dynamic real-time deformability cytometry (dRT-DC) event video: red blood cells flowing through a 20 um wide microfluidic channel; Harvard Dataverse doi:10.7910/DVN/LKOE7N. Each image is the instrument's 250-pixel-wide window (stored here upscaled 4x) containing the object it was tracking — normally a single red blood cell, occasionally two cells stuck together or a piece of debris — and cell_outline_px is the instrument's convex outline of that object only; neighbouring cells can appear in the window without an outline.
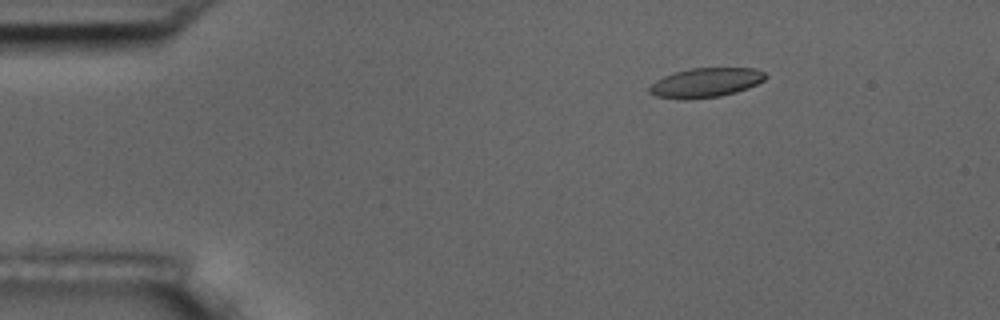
{"species": "common noctule bat (a hibernating species)", "species_latin": "Nyctalus noctula", "temperature_condition": "room temperature", "stored_images_in_passage": 16, "camera_frame_rate_fps": 3000, "um_per_image_px": 0.085, "animal": {"sex": "male", "body_mass_g": 17.5, "forearm_length_mm": 52.3}, "frame": {"image": 1, "passage_image": 3, "time_ms": 2.333, "image_size_px": [1000, 320], "cell_outline_px": [[768, 76], [764, 80], [748, 88], [736, 92], [720, 96], [688, 100], [684, 100], [656, 96], [648, 92], [648, 88], [656, 80], [664, 76], [676, 72], [692, 68], [756, 68], [764, 72]], "centroid_in_image_um": [59.99, 7.03], "position_along_channel_um": 25.0, "area_um2": 19.94}}
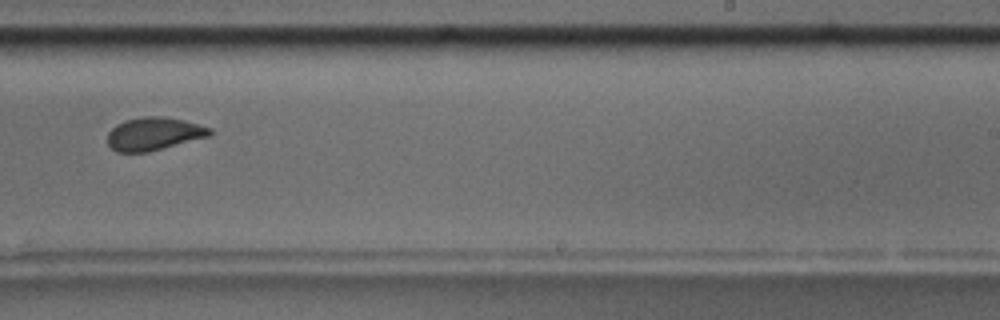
{"frame": {"image": 2, "passage_image": 10, "time_ms": 11.333, "image_size_px": [1000, 320], "cell_outline_px": [[212, 132], [208, 136], [148, 152], [116, 152], [108, 144], [108, 132], [116, 124], [124, 120], [144, 116], [164, 116], [212, 128]], "centroid_in_image_um": [13.03, 11.37], "position_along_channel_um": 276.0, "area_um2": 19.42}}
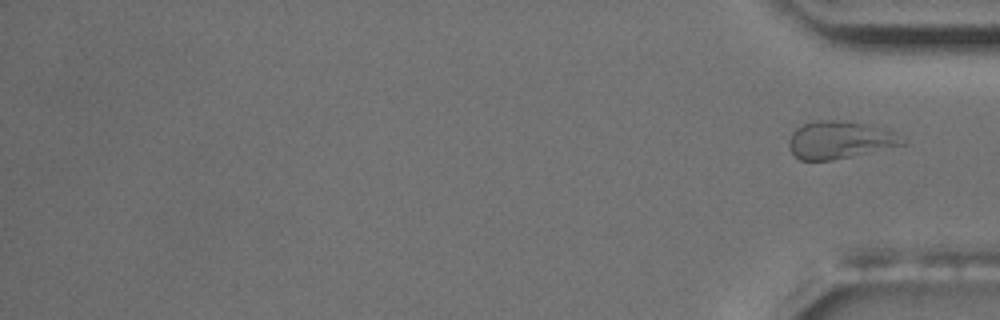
{"frame": {"image": 3, "passage_image": 16, "time_ms": 19.0, "image_size_px": [1000, 320], "cell_outline_px": [[908, 144], [832, 160], [800, 160], [788, 148], [788, 140], [792, 132], [796, 128], [804, 124], [816, 120], [844, 120], [864, 124], [880, 128], [892, 132], [908, 140]], "centroid_in_image_um": [71.37, 11.89], "position_along_channel_um": 363.8, "area_um2": 24.8}, "authors_computed_cell_mechanics": {"area_um2": 20.0566, "velocity_mm_per_s": 3.5614, "shape_relaxation_time_tau1_ms": 2.3587, "shape_relaxation_time_tau2_ms": 0.8934, "deformation_change_tau1": 0.0859, "deformation_change_tau2": 0.0483}}